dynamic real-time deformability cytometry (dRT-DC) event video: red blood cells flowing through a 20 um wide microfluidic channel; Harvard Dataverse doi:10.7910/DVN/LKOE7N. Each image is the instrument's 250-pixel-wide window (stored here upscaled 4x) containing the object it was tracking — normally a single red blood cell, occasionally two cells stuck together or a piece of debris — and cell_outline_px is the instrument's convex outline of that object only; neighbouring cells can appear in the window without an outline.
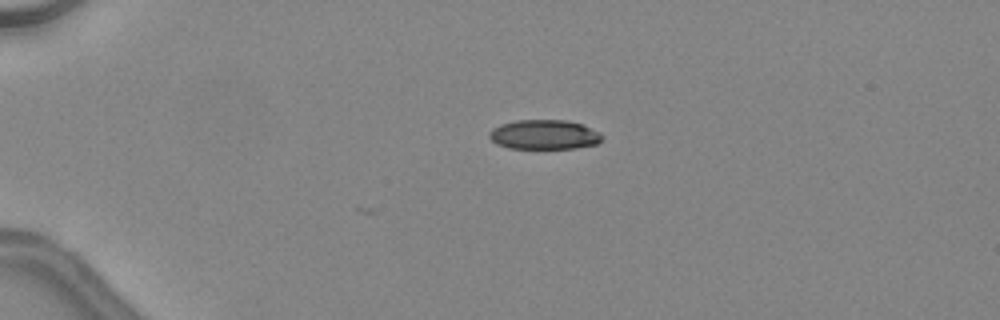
{"species": "common noctule bat (a hibernating species)", "species_latin": "Nyctalus noctula", "temperature_condition": "warm", "stored_images_in_passage": 3, "camera_frame_rate_fps": 3000, "um_per_image_px": 0.085, "animal": {"sex": "female", "body_mass_g": 24.6, "forearm_length_mm": 56.2}, "frame": {"image": 1, "passage_image": 1, "time_ms": 0.0, "image_size_px": [1000, 320], "cell_outline_px": [[604, 136], [596, 144], [576, 148], [508, 148], [496, 144], [488, 136], [488, 132], [492, 128], [500, 124], [516, 120], [568, 120], [584, 124], [600, 132]], "centroid_in_image_um": [46.26, 11.43], "position_along_channel_um": 38.7, "area_um2": 19.65}}